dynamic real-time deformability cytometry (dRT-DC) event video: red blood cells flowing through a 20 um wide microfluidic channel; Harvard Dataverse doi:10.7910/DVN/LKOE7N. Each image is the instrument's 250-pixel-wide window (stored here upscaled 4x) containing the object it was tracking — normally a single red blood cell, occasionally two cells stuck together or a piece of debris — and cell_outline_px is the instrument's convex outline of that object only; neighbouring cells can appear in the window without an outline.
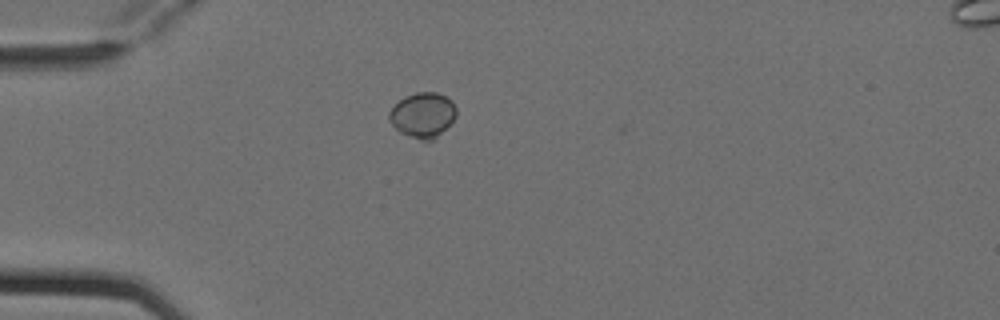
{"species": "Egyptian fruit bat (a non-hibernating species)", "species_latin": "Rousettus aegyptiacus", "temperature_condition": "cold", "stored_images_in_passage": 1, "camera_frame_rate_fps": 3000, "um_per_image_px": 0.085, "animal": {"sex": "female"}, "frame": {"image": 1, "passage_image": 1, "time_ms": 0.0, "image_size_px": [1000, 320], "cell_outline_px": [[456, 116], [432, 140], [420, 140], [400, 132], [388, 120], [388, 112], [404, 96], [416, 92], [436, 92], [452, 100], [456, 108]], "centroid_in_image_um": [35.91, 9.75], "position_along_channel_um": 49.1, "area_um2": 17.34}}